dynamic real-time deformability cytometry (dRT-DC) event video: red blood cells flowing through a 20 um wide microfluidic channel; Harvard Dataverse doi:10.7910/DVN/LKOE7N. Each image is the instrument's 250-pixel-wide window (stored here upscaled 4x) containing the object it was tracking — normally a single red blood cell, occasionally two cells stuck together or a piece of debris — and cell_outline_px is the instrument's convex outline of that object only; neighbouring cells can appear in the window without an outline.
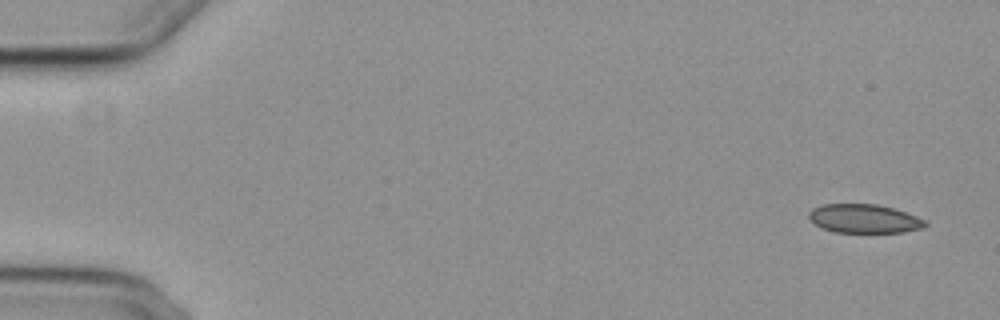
{"species": "common noctule bat (a hibernating species)", "species_latin": "Nyctalus noctula", "temperature_condition": "cold", "stored_images_in_passage": 5, "camera_frame_rate_fps": 3000, "um_per_image_px": 0.085, "animal": {"sex": "female", "body_mass_g": 29.2, "forearm_length_mm": 56.3}, "frame": {"image": 1, "passage_image": 1, "time_ms": 0.0, "image_size_px": [1000, 320], "cell_outline_px": [[928, 224], [924, 228], [904, 232], [832, 232], [820, 228], [808, 216], [808, 212], [812, 208], [824, 204], [876, 204], [892, 208], [916, 216], [924, 220]], "centroid_in_image_um": [73.43, 18.59], "position_along_channel_um": 11.6, "area_um2": 19.48}}
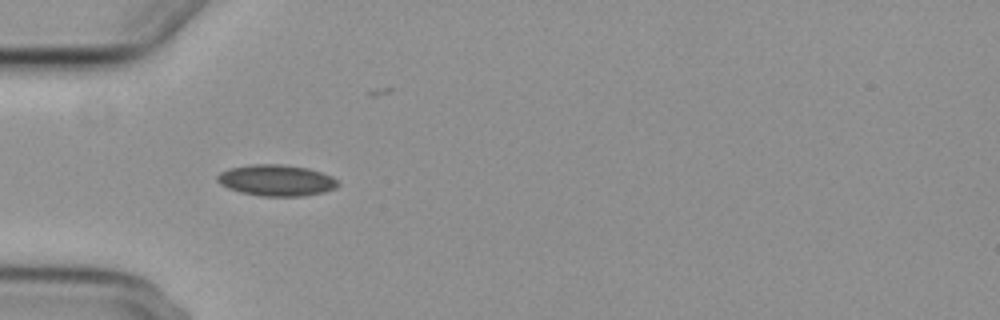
{"frame": {"image": 2, "passage_image": 5, "time_ms": 5.0, "image_size_px": [1000, 320], "cell_outline_px": [[340, 184], [336, 188], [324, 192], [300, 196], [260, 196], [240, 192], [228, 188], [220, 184], [216, 180], [216, 176], [220, 172], [232, 168], [252, 164], [284, 164], [308, 168], [332, 176]], "centroid_in_image_um": [23.49, 15.33], "position_along_channel_um": 61.5, "area_um2": 21.96}}